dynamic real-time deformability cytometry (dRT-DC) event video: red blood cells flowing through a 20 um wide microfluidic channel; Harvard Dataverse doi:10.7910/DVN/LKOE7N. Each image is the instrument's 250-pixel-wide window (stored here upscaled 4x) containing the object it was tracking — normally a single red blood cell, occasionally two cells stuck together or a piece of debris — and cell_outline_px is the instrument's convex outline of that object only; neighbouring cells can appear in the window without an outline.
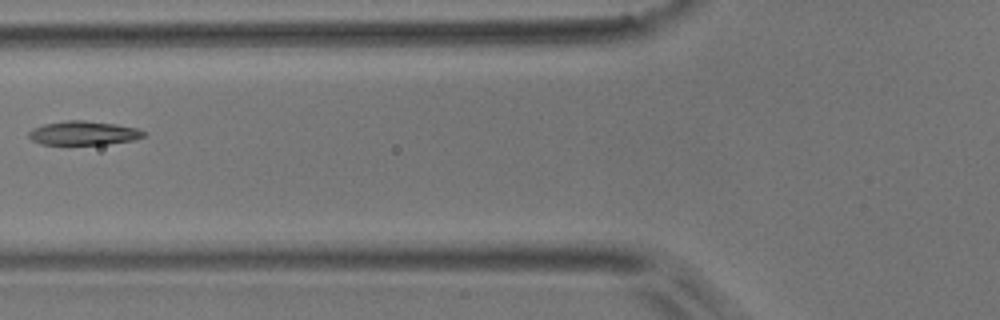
{"species": "common noctule bat (a hibernating species)", "species_latin": "Nyctalus noctula", "temperature_condition": "room temperature", "stored_images_in_passage": 7, "camera_frame_rate_fps": 3000, "um_per_image_px": 0.085, "animal": {"sex": "male", "body_mass_g": 17.9}, "frame": {"image": 1, "passage_image": 6, "time_ms": 6.0, "image_size_px": [1000, 320], "cell_outline_px": [[148, 132], [144, 136], [132, 140], [108, 144], [40, 144], [32, 140], [28, 136], [28, 132], [32, 128], [44, 124], [64, 120], [84, 120], [116, 124], [136, 128]], "centroid_in_image_um": [7.09, 11.3], "position_along_channel_um": 118.7, "area_um2": 16.07}}
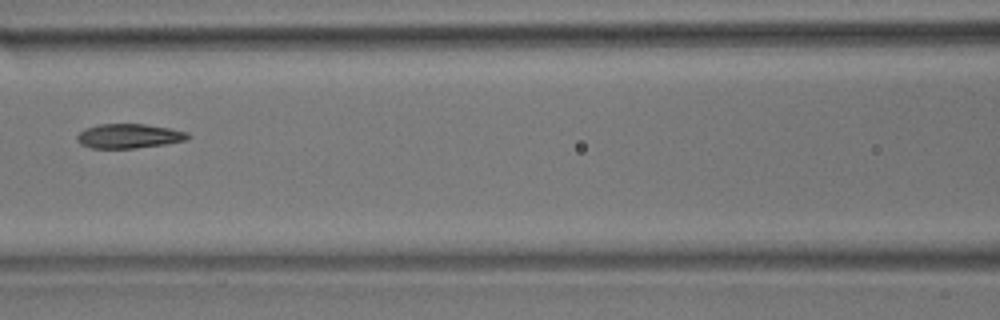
{"frame": {"image": 2, "passage_image": 7, "time_ms": 7.0, "image_size_px": [1000, 320], "cell_outline_px": [[192, 136], [188, 140], [164, 144], [136, 148], [92, 148], [80, 144], [76, 140], [76, 136], [84, 128], [100, 124], [144, 124], [168, 128], [188, 132]], "centroid_in_image_um": [10.96, 11.56], "position_along_channel_um": 155.6, "area_um2": 15.84}}